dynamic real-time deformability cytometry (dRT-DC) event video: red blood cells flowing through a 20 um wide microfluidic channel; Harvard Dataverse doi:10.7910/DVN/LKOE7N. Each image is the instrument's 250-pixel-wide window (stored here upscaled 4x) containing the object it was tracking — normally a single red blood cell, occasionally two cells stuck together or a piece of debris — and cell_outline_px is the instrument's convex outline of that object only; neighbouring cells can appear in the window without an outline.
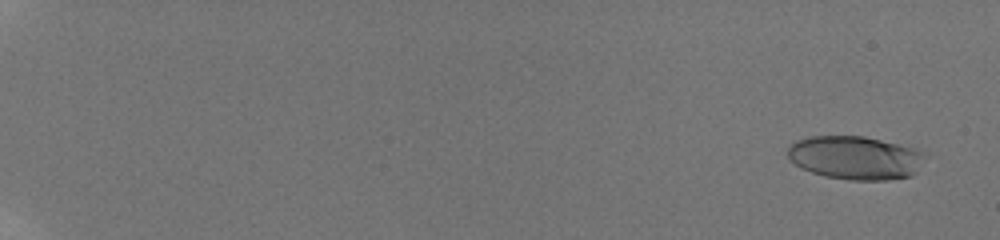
{"species": "human", "species_latin": "Homo sapiens", "temperature_condition": "room temperature", "stored_images_in_passage": 19, "camera_frame_rate_fps": 3000, "um_per_image_px": 0.085, "donor": {"sex": "male"}, "frame": {"image": 1, "passage_image": 4, "time_ms": 1.0, "image_size_px": [1000, 240], "cell_outline_px": [[924, 156], [916, 172], [912, 176], [888, 180], [848, 180], [824, 176], [800, 168], [788, 156], [788, 144], [796, 140], [808, 136], [864, 136], [912, 148], [920, 152]], "centroid_in_image_um": [72.63, 13.41], "position_along_channel_um": 12.4, "area_um2": 34.56}}
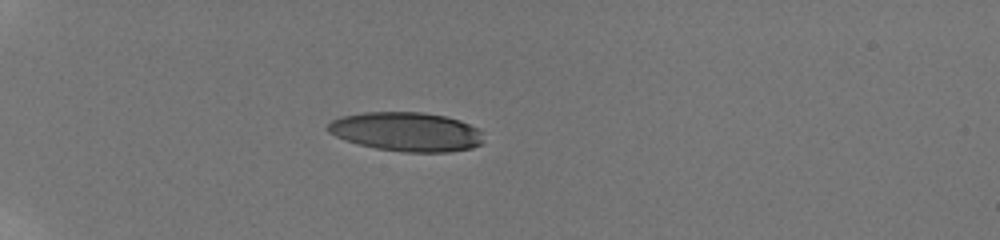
{"frame": {"image": 2, "passage_image": 14, "time_ms": 6.667, "image_size_px": [1000, 240], "cell_outline_px": [[484, 140], [480, 144], [472, 148], [448, 152], [404, 152], [376, 148], [360, 144], [336, 136], [328, 132], [324, 128], [332, 120], [340, 116], [364, 112], [424, 112], [444, 116], [460, 120], [480, 128], [484, 132]], "centroid_in_image_um": [34.59, 11.19], "position_along_channel_um": 50.4, "area_um2": 35.78}}
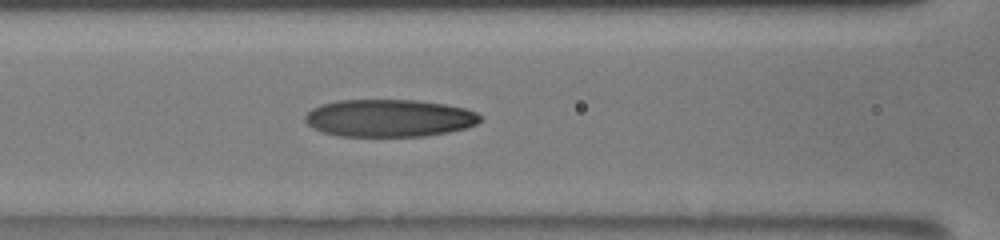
{"frame": {"image": 3, "passage_image": 19, "time_ms": 10.0, "image_size_px": [1000, 240], "cell_outline_px": [[484, 120], [468, 128], [448, 132], [424, 136], [340, 136], [324, 132], [312, 128], [304, 120], [304, 116], [312, 108], [320, 104], [336, 100], [416, 100], [444, 104], [464, 108], [476, 112], [484, 116]], "centroid_in_image_um": [33.1, 10.03], "position_along_channel_um": 133.5, "area_um2": 38.55}}